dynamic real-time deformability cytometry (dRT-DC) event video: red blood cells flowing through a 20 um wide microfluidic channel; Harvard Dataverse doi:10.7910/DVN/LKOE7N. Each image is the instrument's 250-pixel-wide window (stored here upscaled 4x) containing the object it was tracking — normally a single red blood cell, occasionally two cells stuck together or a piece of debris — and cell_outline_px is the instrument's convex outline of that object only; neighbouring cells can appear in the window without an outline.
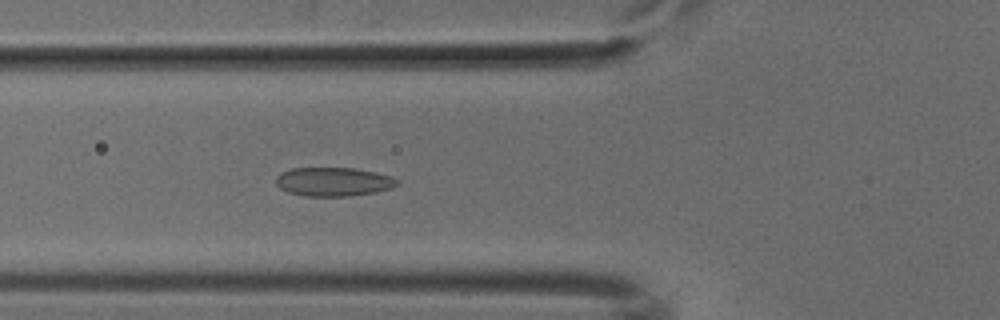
{"species": "common noctule bat (a hibernating species)", "species_latin": "Nyctalus noctula", "temperature_condition": "cold", "stored_images_in_passage": 12, "camera_frame_rate_fps": 3000, "um_per_image_px": 0.085, "animal": {"sex": "male", "body_mass_g": 18.8}, "frame": {"image": 1, "passage_image": 5, "time_ms": 1.333, "image_size_px": [1000, 320], "cell_outline_px": [[400, 180], [392, 188], [376, 192], [348, 196], [304, 196], [288, 192], [280, 188], [276, 184], [276, 176], [280, 172], [292, 168], [356, 168], [376, 172], [392, 176]], "centroid_in_image_um": [28.34, 15.44], "position_along_channel_um": 97.5, "area_um2": 20.52}}
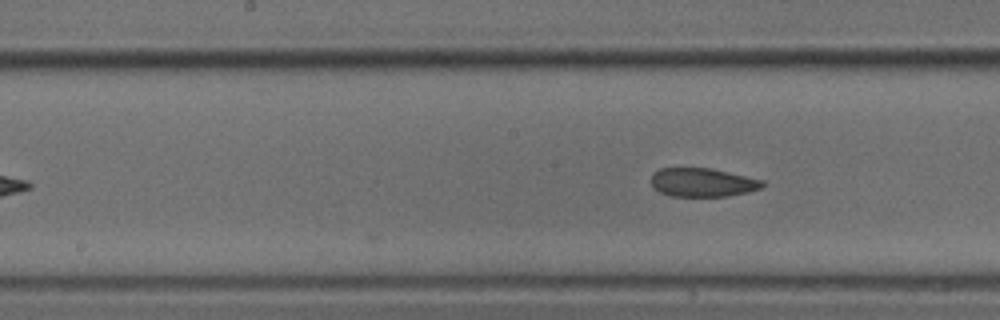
{"frame": {"image": 2, "passage_image": 12, "time_ms": 3.667, "image_size_px": [1000, 320], "cell_outline_px": [[764, 184], [760, 188], [748, 192], [728, 196], [672, 196], [660, 192], [652, 188], [652, 172], [660, 168], [712, 168], [764, 180]], "centroid_in_image_um": [59.7, 15.5], "position_along_channel_um": 188.5, "area_um2": 18.67}}